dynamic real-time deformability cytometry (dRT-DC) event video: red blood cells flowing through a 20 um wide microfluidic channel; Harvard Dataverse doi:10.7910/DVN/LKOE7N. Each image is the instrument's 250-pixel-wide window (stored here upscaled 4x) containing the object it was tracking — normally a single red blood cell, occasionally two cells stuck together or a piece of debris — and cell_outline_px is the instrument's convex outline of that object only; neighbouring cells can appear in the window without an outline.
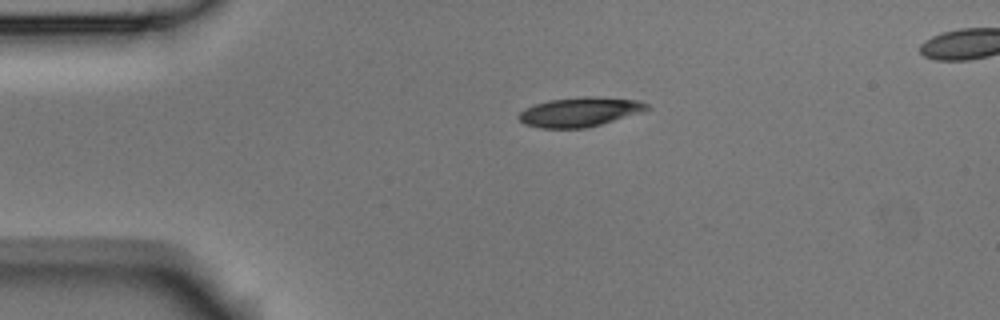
{"species": "Egyptian fruit bat (a non-hibernating species)", "species_latin": "Rousettus aegyptiacus", "temperature_condition": "room temperature", "stored_images_in_passage": 4, "segment_of_instrument_passage": [1, 2], "camera_frame_rate_fps": 3000, "um_per_image_px": 0.085, "animal": {"sex": "male"}, "frame": {"image": 1, "passage_image": 1, "time_ms": 0.0, "image_size_px": [1000, 320], "cell_outline_px": [[652, 108], [640, 112], [600, 124], [584, 128], [540, 128], [524, 124], [516, 116], [524, 108], [548, 100], [584, 96], [592, 96], [636, 100], [648, 104]], "centroid_in_image_um": [49.23, 9.51], "position_along_channel_um": 35.8, "area_um2": 21.79}}